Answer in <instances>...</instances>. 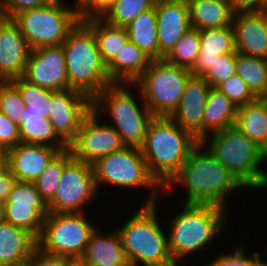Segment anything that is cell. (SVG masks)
Listing matches in <instances>:
<instances>
[{
	"label": "cell",
	"instance_id": "obj_37",
	"mask_svg": "<svg viewBox=\"0 0 267 266\" xmlns=\"http://www.w3.org/2000/svg\"><path fill=\"white\" fill-rule=\"evenodd\" d=\"M24 108L18 88L11 81H0V112L20 126Z\"/></svg>",
	"mask_w": 267,
	"mask_h": 266
},
{
	"label": "cell",
	"instance_id": "obj_45",
	"mask_svg": "<svg viewBox=\"0 0 267 266\" xmlns=\"http://www.w3.org/2000/svg\"><path fill=\"white\" fill-rule=\"evenodd\" d=\"M17 179L13 175L11 169L5 165L0 169V201L5 203L12 191Z\"/></svg>",
	"mask_w": 267,
	"mask_h": 266
},
{
	"label": "cell",
	"instance_id": "obj_50",
	"mask_svg": "<svg viewBox=\"0 0 267 266\" xmlns=\"http://www.w3.org/2000/svg\"><path fill=\"white\" fill-rule=\"evenodd\" d=\"M8 266H34L33 261L29 258L25 261L19 262V263H15L13 265H8Z\"/></svg>",
	"mask_w": 267,
	"mask_h": 266
},
{
	"label": "cell",
	"instance_id": "obj_2",
	"mask_svg": "<svg viewBox=\"0 0 267 266\" xmlns=\"http://www.w3.org/2000/svg\"><path fill=\"white\" fill-rule=\"evenodd\" d=\"M181 208L170 219L168 248L177 266L188 257L210 247L220 237L229 219L228 211L212 204L179 203ZM225 228V229H224ZM194 254V255H193ZM181 262V263H180Z\"/></svg>",
	"mask_w": 267,
	"mask_h": 266
},
{
	"label": "cell",
	"instance_id": "obj_49",
	"mask_svg": "<svg viewBox=\"0 0 267 266\" xmlns=\"http://www.w3.org/2000/svg\"><path fill=\"white\" fill-rule=\"evenodd\" d=\"M6 165V151L0 148V169Z\"/></svg>",
	"mask_w": 267,
	"mask_h": 266
},
{
	"label": "cell",
	"instance_id": "obj_35",
	"mask_svg": "<svg viewBox=\"0 0 267 266\" xmlns=\"http://www.w3.org/2000/svg\"><path fill=\"white\" fill-rule=\"evenodd\" d=\"M200 47L199 30L190 28L163 59L191 70L198 60Z\"/></svg>",
	"mask_w": 267,
	"mask_h": 266
},
{
	"label": "cell",
	"instance_id": "obj_26",
	"mask_svg": "<svg viewBox=\"0 0 267 266\" xmlns=\"http://www.w3.org/2000/svg\"><path fill=\"white\" fill-rule=\"evenodd\" d=\"M235 126L260 146L267 158V103L262 98L237 107Z\"/></svg>",
	"mask_w": 267,
	"mask_h": 266
},
{
	"label": "cell",
	"instance_id": "obj_36",
	"mask_svg": "<svg viewBox=\"0 0 267 266\" xmlns=\"http://www.w3.org/2000/svg\"><path fill=\"white\" fill-rule=\"evenodd\" d=\"M11 82L18 88L25 103L23 112L41 113L43 118L50 116V98L53 90L29 83L22 77L15 78Z\"/></svg>",
	"mask_w": 267,
	"mask_h": 266
},
{
	"label": "cell",
	"instance_id": "obj_44",
	"mask_svg": "<svg viewBox=\"0 0 267 266\" xmlns=\"http://www.w3.org/2000/svg\"><path fill=\"white\" fill-rule=\"evenodd\" d=\"M67 258L68 257L48 254L38 247L33 250L30 256L34 266H65Z\"/></svg>",
	"mask_w": 267,
	"mask_h": 266
},
{
	"label": "cell",
	"instance_id": "obj_48",
	"mask_svg": "<svg viewBox=\"0 0 267 266\" xmlns=\"http://www.w3.org/2000/svg\"><path fill=\"white\" fill-rule=\"evenodd\" d=\"M65 266H89L81 257L67 258Z\"/></svg>",
	"mask_w": 267,
	"mask_h": 266
},
{
	"label": "cell",
	"instance_id": "obj_11",
	"mask_svg": "<svg viewBox=\"0 0 267 266\" xmlns=\"http://www.w3.org/2000/svg\"><path fill=\"white\" fill-rule=\"evenodd\" d=\"M85 213L48 212L37 238V247L52 255L81 257L97 228Z\"/></svg>",
	"mask_w": 267,
	"mask_h": 266
},
{
	"label": "cell",
	"instance_id": "obj_40",
	"mask_svg": "<svg viewBox=\"0 0 267 266\" xmlns=\"http://www.w3.org/2000/svg\"><path fill=\"white\" fill-rule=\"evenodd\" d=\"M4 204L29 207H47L34 182L17 181Z\"/></svg>",
	"mask_w": 267,
	"mask_h": 266
},
{
	"label": "cell",
	"instance_id": "obj_52",
	"mask_svg": "<svg viewBox=\"0 0 267 266\" xmlns=\"http://www.w3.org/2000/svg\"><path fill=\"white\" fill-rule=\"evenodd\" d=\"M86 0H75L74 3L75 5H77L78 7H80Z\"/></svg>",
	"mask_w": 267,
	"mask_h": 266
},
{
	"label": "cell",
	"instance_id": "obj_13",
	"mask_svg": "<svg viewBox=\"0 0 267 266\" xmlns=\"http://www.w3.org/2000/svg\"><path fill=\"white\" fill-rule=\"evenodd\" d=\"M103 118L93 110L85 117L75 141L69 146L75 159L93 164L98 158L126 146L119 133L105 121L102 122Z\"/></svg>",
	"mask_w": 267,
	"mask_h": 266
},
{
	"label": "cell",
	"instance_id": "obj_1",
	"mask_svg": "<svg viewBox=\"0 0 267 266\" xmlns=\"http://www.w3.org/2000/svg\"><path fill=\"white\" fill-rule=\"evenodd\" d=\"M177 186L187 192L179 203L212 204L225 210L233 192L247 190L202 142L190 151L179 173L164 188V195L173 194Z\"/></svg>",
	"mask_w": 267,
	"mask_h": 266
},
{
	"label": "cell",
	"instance_id": "obj_22",
	"mask_svg": "<svg viewBox=\"0 0 267 266\" xmlns=\"http://www.w3.org/2000/svg\"><path fill=\"white\" fill-rule=\"evenodd\" d=\"M199 38L201 47L198 60L190 70L193 76L203 77L217 58L236 51L232 25L199 30Z\"/></svg>",
	"mask_w": 267,
	"mask_h": 266
},
{
	"label": "cell",
	"instance_id": "obj_6",
	"mask_svg": "<svg viewBox=\"0 0 267 266\" xmlns=\"http://www.w3.org/2000/svg\"><path fill=\"white\" fill-rule=\"evenodd\" d=\"M201 142L248 190H267L264 151L235 125L214 132Z\"/></svg>",
	"mask_w": 267,
	"mask_h": 266
},
{
	"label": "cell",
	"instance_id": "obj_8",
	"mask_svg": "<svg viewBox=\"0 0 267 266\" xmlns=\"http://www.w3.org/2000/svg\"><path fill=\"white\" fill-rule=\"evenodd\" d=\"M98 191L100 185H108L118 190L146 189L148 192L142 204H156L164 195V188L150 174L141 149L125 146L119 151L98 158L93 164ZM106 184V185H105ZM120 187V188H119Z\"/></svg>",
	"mask_w": 267,
	"mask_h": 266
},
{
	"label": "cell",
	"instance_id": "obj_10",
	"mask_svg": "<svg viewBox=\"0 0 267 266\" xmlns=\"http://www.w3.org/2000/svg\"><path fill=\"white\" fill-rule=\"evenodd\" d=\"M191 75L186 67L170 64L164 59L152 60L134 84L154 117H169L180 103Z\"/></svg>",
	"mask_w": 267,
	"mask_h": 266
},
{
	"label": "cell",
	"instance_id": "obj_15",
	"mask_svg": "<svg viewBox=\"0 0 267 266\" xmlns=\"http://www.w3.org/2000/svg\"><path fill=\"white\" fill-rule=\"evenodd\" d=\"M22 78L53 91L70 89L62 45L31 50Z\"/></svg>",
	"mask_w": 267,
	"mask_h": 266
},
{
	"label": "cell",
	"instance_id": "obj_29",
	"mask_svg": "<svg viewBox=\"0 0 267 266\" xmlns=\"http://www.w3.org/2000/svg\"><path fill=\"white\" fill-rule=\"evenodd\" d=\"M20 143L41 144L58 148L60 151L69 147L57 136L48 117L41 113L24 112L19 126Z\"/></svg>",
	"mask_w": 267,
	"mask_h": 266
},
{
	"label": "cell",
	"instance_id": "obj_14",
	"mask_svg": "<svg viewBox=\"0 0 267 266\" xmlns=\"http://www.w3.org/2000/svg\"><path fill=\"white\" fill-rule=\"evenodd\" d=\"M91 111L90 97L74 89H64L52 93L48 118L57 136L69 147L75 141L81 123Z\"/></svg>",
	"mask_w": 267,
	"mask_h": 266
},
{
	"label": "cell",
	"instance_id": "obj_31",
	"mask_svg": "<svg viewBox=\"0 0 267 266\" xmlns=\"http://www.w3.org/2000/svg\"><path fill=\"white\" fill-rule=\"evenodd\" d=\"M156 5V0H111L97 15L119 27L128 26L139 14Z\"/></svg>",
	"mask_w": 267,
	"mask_h": 266
},
{
	"label": "cell",
	"instance_id": "obj_23",
	"mask_svg": "<svg viewBox=\"0 0 267 266\" xmlns=\"http://www.w3.org/2000/svg\"><path fill=\"white\" fill-rule=\"evenodd\" d=\"M37 238L8 222L0 224V266L13 265L30 258Z\"/></svg>",
	"mask_w": 267,
	"mask_h": 266
},
{
	"label": "cell",
	"instance_id": "obj_24",
	"mask_svg": "<svg viewBox=\"0 0 267 266\" xmlns=\"http://www.w3.org/2000/svg\"><path fill=\"white\" fill-rule=\"evenodd\" d=\"M152 59L130 40L107 65L112 83H134L148 68Z\"/></svg>",
	"mask_w": 267,
	"mask_h": 266
},
{
	"label": "cell",
	"instance_id": "obj_47",
	"mask_svg": "<svg viewBox=\"0 0 267 266\" xmlns=\"http://www.w3.org/2000/svg\"><path fill=\"white\" fill-rule=\"evenodd\" d=\"M111 0H86L80 7L82 16L97 14L103 7H105Z\"/></svg>",
	"mask_w": 267,
	"mask_h": 266
},
{
	"label": "cell",
	"instance_id": "obj_46",
	"mask_svg": "<svg viewBox=\"0 0 267 266\" xmlns=\"http://www.w3.org/2000/svg\"><path fill=\"white\" fill-rule=\"evenodd\" d=\"M232 12H260L263 9L265 0H228Z\"/></svg>",
	"mask_w": 267,
	"mask_h": 266
},
{
	"label": "cell",
	"instance_id": "obj_21",
	"mask_svg": "<svg viewBox=\"0 0 267 266\" xmlns=\"http://www.w3.org/2000/svg\"><path fill=\"white\" fill-rule=\"evenodd\" d=\"M102 231L97 227L92 233L81 258L89 266H130L116 229Z\"/></svg>",
	"mask_w": 267,
	"mask_h": 266
},
{
	"label": "cell",
	"instance_id": "obj_54",
	"mask_svg": "<svg viewBox=\"0 0 267 266\" xmlns=\"http://www.w3.org/2000/svg\"><path fill=\"white\" fill-rule=\"evenodd\" d=\"M262 99L267 103V93L262 97Z\"/></svg>",
	"mask_w": 267,
	"mask_h": 266
},
{
	"label": "cell",
	"instance_id": "obj_17",
	"mask_svg": "<svg viewBox=\"0 0 267 266\" xmlns=\"http://www.w3.org/2000/svg\"><path fill=\"white\" fill-rule=\"evenodd\" d=\"M31 48L12 18H0V81L22 77Z\"/></svg>",
	"mask_w": 267,
	"mask_h": 266
},
{
	"label": "cell",
	"instance_id": "obj_3",
	"mask_svg": "<svg viewBox=\"0 0 267 266\" xmlns=\"http://www.w3.org/2000/svg\"><path fill=\"white\" fill-rule=\"evenodd\" d=\"M198 143L169 117H154L140 149L150 174L165 188Z\"/></svg>",
	"mask_w": 267,
	"mask_h": 266
},
{
	"label": "cell",
	"instance_id": "obj_27",
	"mask_svg": "<svg viewBox=\"0 0 267 266\" xmlns=\"http://www.w3.org/2000/svg\"><path fill=\"white\" fill-rule=\"evenodd\" d=\"M81 19L93 30L101 58L108 65L129 41L126 28L111 25L97 14L85 15Z\"/></svg>",
	"mask_w": 267,
	"mask_h": 266
},
{
	"label": "cell",
	"instance_id": "obj_12",
	"mask_svg": "<svg viewBox=\"0 0 267 266\" xmlns=\"http://www.w3.org/2000/svg\"><path fill=\"white\" fill-rule=\"evenodd\" d=\"M97 192L92 164L72 157L65 164L54 199L47 205L48 212L83 213L87 205L95 203Z\"/></svg>",
	"mask_w": 267,
	"mask_h": 266
},
{
	"label": "cell",
	"instance_id": "obj_30",
	"mask_svg": "<svg viewBox=\"0 0 267 266\" xmlns=\"http://www.w3.org/2000/svg\"><path fill=\"white\" fill-rule=\"evenodd\" d=\"M128 38L152 60H159L155 7L139 14L125 27Z\"/></svg>",
	"mask_w": 267,
	"mask_h": 266
},
{
	"label": "cell",
	"instance_id": "obj_9",
	"mask_svg": "<svg viewBox=\"0 0 267 266\" xmlns=\"http://www.w3.org/2000/svg\"><path fill=\"white\" fill-rule=\"evenodd\" d=\"M65 1L54 0L45 6L22 10L12 17L31 50L61 45L82 18L79 7Z\"/></svg>",
	"mask_w": 267,
	"mask_h": 266
},
{
	"label": "cell",
	"instance_id": "obj_43",
	"mask_svg": "<svg viewBox=\"0 0 267 266\" xmlns=\"http://www.w3.org/2000/svg\"><path fill=\"white\" fill-rule=\"evenodd\" d=\"M54 0H0V13L3 17L12 18L18 12L45 6Z\"/></svg>",
	"mask_w": 267,
	"mask_h": 266
},
{
	"label": "cell",
	"instance_id": "obj_7",
	"mask_svg": "<svg viewBox=\"0 0 267 266\" xmlns=\"http://www.w3.org/2000/svg\"><path fill=\"white\" fill-rule=\"evenodd\" d=\"M61 45L70 89L80 91L93 100L112 83L93 30L80 19Z\"/></svg>",
	"mask_w": 267,
	"mask_h": 266
},
{
	"label": "cell",
	"instance_id": "obj_38",
	"mask_svg": "<svg viewBox=\"0 0 267 266\" xmlns=\"http://www.w3.org/2000/svg\"><path fill=\"white\" fill-rule=\"evenodd\" d=\"M232 253L219 252L216 256L209 261L205 266H267V261L259 252L255 250V253L249 255L245 250V246H237ZM248 254V256H247ZM250 256V257H249ZM204 266V265H203Z\"/></svg>",
	"mask_w": 267,
	"mask_h": 266
},
{
	"label": "cell",
	"instance_id": "obj_25",
	"mask_svg": "<svg viewBox=\"0 0 267 266\" xmlns=\"http://www.w3.org/2000/svg\"><path fill=\"white\" fill-rule=\"evenodd\" d=\"M190 24L197 30L232 25L234 13L228 0H186Z\"/></svg>",
	"mask_w": 267,
	"mask_h": 266
},
{
	"label": "cell",
	"instance_id": "obj_5",
	"mask_svg": "<svg viewBox=\"0 0 267 266\" xmlns=\"http://www.w3.org/2000/svg\"><path fill=\"white\" fill-rule=\"evenodd\" d=\"M130 88L136 89L137 98ZM92 110L100 117L107 115L104 121L119 133L126 146L138 148L143 145L148 124L154 118L134 83L109 84L92 100Z\"/></svg>",
	"mask_w": 267,
	"mask_h": 266
},
{
	"label": "cell",
	"instance_id": "obj_42",
	"mask_svg": "<svg viewBox=\"0 0 267 266\" xmlns=\"http://www.w3.org/2000/svg\"><path fill=\"white\" fill-rule=\"evenodd\" d=\"M20 143L19 126L0 112V148L7 151Z\"/></svg>",
	"mask_w": 267,
	"mask_h": 266
},
{
	"label": "cell",
	"instance_id": "obj_41",
	"mask_svg": "<svg viewBox=\"0 0 267 266\" xmlns=\"http://www.w3.org/2000/svg\"><path fill=\"white\" fill-rule=\"evenodd\" d=\"M236 57L234 53L221 55L212 64V68L203 76L211 88H216L224 80L236 74Z\"/></svg>",
	"mask_w": 267,
	"mask_h": 266
},
{
	"label": "cell",
	"instance_id": "obj_34",
	"mask_svg": "<svg viewBox=\"0 0 267 266\" xmlns=\"http://www.w3.org/2000/svg\"><path fill=\"white\" fill-rule=\"evenodd\" d=\"M5 222L16 228L25 230L38 238L41 234L48 207H29L14 204H4Z\"/></svg>",
	"mask_w": 267,
	"mask_h": 266
},
{
	"label": "cell",
	"instance_id": "obj_33",
	"mask_svg": "<svg viewBox=\"0 0 267 266\" xmlns=\"http://www.w3.org/2000/svg\"><path fill=\"white\" fill-rule=\"evenodd\" d=\"M73 157L71 150L59 151L47 164L34 184L42 200L48 205L55 197L65 164Z\"/></svg>",
	"mask_w": 267,
	"mask_h": 266
},
{
	"label": "cell",
	"instance_id": "obj_4",
	"mask_svg": "<svg viewBox=\"0 0 267 266\" xmlns=\"http://www.w3.org/2000/svg\"><path fill=\"white\" fill-rule=\"evenodd\" d=\"M156 204H141L116 231L130 266H177L172 259L167 231Z\"/></svg>",
	"mask_w": 267,
	"mask_h": 266
},
{
	"label": "cell",
	"instance_id": "obj_53",
	"mask_svg": "<svg viewBox=\"0 0 267 266\" xmlns=\"http://www.w3.org/2000/svg\"><path fill=\"white\" fill-rule=\"evenodd\" d=\"M262 12H264L265 14H267V0H265Z\"/></svg>",
	"mask_w": 267,
	"mask_h": 266
},
{
	"label": "cell",
	"instance_id": "obj_51",
	"mask_svg": "<svg viewBox=\"0 0 267 266\" xmlns=\"http://www.w3.org/2000/svg\"><path fill=\"white\" fill-rule=\"evenodd\" d=\"M5 222V207L4 203L0 201V224Z\"/></svg>",
	"mask_w": 267,
	"mask_h": 266
},
{
	"label": "cell",
	"instance_id": "obj_39",
	"mask_svg": "<svg viewBox=\"0 0 267 266\" xmlns=\"http://www.w3.org/2000/svg\"><path fill=\"white\" fill-rule=\"evenodd\" d=\"M237 107L244 106L257 99L246 82L237 74L232 75L216 87Z\"/></svg>",
	"mask_w": 267,
	"mask_h": 266
},
{
	"label": "cell",
	"instance_id": "obj_32",
	"mask_svg": "<svg viewBox=\"0 0 267 266\" xmlns=\"http://www.w3.org/2000/svg\"><path fill=\"white\" fill-rule=\"evenodd\" d=\"M236 74L257 98L267 93V59L237 52Z\"/></svg>",
	"mask_w": 267,
	"mask_h": 266
},
{
	"label": "cell",
	"instance_id": "obj_19",
	"mask_svg": "<svg viewBox=\"0 0 267 266\" xmlns=\"http://www.w3.org/2000/svg\"><path fill=\"white\" fill-rule=\"evenodd\" d=\"M232 26L238 53L267 59V14L262 11L235 13Z\"/></svg>",
	"mask_w": 267,
	"mask_h": 266
},
{
	"label": "cell",
	"instance_id": "obj_16",
	"mask_svg": "<svg viewBox=\"0 0 267 266\" xmlns=\"http://www.w3.org/2000/svg\"><path fill=\"white\" fill-rule=\"evenodd\" d=\"M210 89L211 86L203 77L191 75L185 84L180 103L169 116L199 142L203 140V113Z\"/></svg>",
	"mask_w": 267,
	"mask_h": 266
},
{
	"label": "cell",
	"instance_id": "obj_28",
	"mask_svg": "<svg viewBox=\"0 0 267 266\" xmlns=\"http://www.w3.org/2000/svg\"><path fill=\"white\" fill-rule=\"evenodd\" d=\"M237 106L216 88L208 92L203 113V140L210 134L235 125Z\"/></svg>",
	"mask_w": 267,
	"mask_h": 266
},
{
	"label": "cell",
	"instance_id": "obj_20",
	"mask_svg": "<svg viewBox=\"0 0 267 266\" xmlns=\"http://www.w3.org/2000/svg\"><path fill=\"white\" fill-rule=\"evenodd\" d=\"M59 151L46 145L19 143L6 151V165L17 181L35 182Z\"/></svg>",
	"mask_w": 267,
	"mask_h": 266
},
{
	"label": "cell",
	"instance_id": "obj_18",
	"mask_svg": "<svg viewBox=\"0 0 267 266\" xmlns=\"http://www.w3.org/2000/svg\"><path fill=\"white\" fill-rule=\"evenodd\" d=\"M155 14L159 60H161L171 51L180 37L192 27L186 0L156 1Z\"/></svg>",
	"mask_w": 267,
	"mask_h": 266
}]
</instances>
